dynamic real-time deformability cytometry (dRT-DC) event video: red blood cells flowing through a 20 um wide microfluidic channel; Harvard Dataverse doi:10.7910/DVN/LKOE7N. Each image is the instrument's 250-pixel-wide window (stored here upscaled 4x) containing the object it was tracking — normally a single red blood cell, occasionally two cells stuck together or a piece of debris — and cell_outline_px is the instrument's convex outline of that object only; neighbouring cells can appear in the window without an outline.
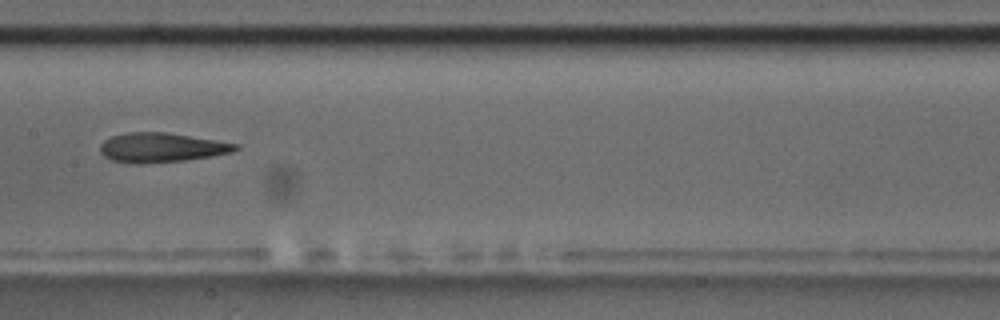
{"species": "common noctule bat (a hibernating species)", "species_latin": "Nyctalus noctula", "temperature_condition": "room temperature", "stored_images_in_passage": 4, "camera_frame_rate_fps": 3000, "um_per_image_px": 0.085, "animal": {"sex": "male", "body_mass_g": 17.5, "forearm_length_mm": 52.3}, "frame": {"image": 1, "passage_image": 4, "time_ms": 3.333, "image_size_px": [1000, 320], "cell_outline_px": [[240, 148], [232, 152], [212, 156], [184, 160], [140, 164], [136, 164], [112, 160], [104, 156], [100, 152], [100, 144], [104, 140], [112, 136], [128, 132], [164, 132], [216, 140], [240, 144]], "centroid_in_image_um": [13.72, 12.54], "position_along_channel_um": 193.7, "area_um2": 23.18}}